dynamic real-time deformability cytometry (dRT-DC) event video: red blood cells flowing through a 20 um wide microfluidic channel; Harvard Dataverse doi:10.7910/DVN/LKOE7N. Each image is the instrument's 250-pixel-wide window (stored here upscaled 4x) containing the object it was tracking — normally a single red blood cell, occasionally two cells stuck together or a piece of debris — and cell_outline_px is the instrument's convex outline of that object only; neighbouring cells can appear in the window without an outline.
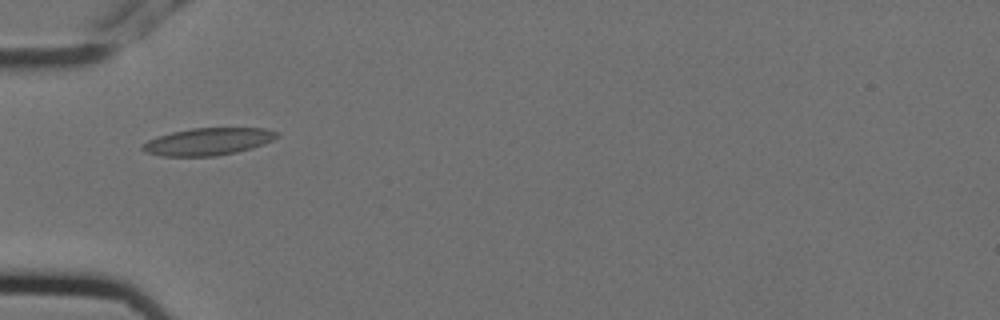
{"species": "Egyptian fruit bat (a non-hibernating species)", "species_latin": "Rousettus aegyptiacus", "temperature_condition": "cold", "stored_images_in_passage": 10, "camera_frame_rate_fps": 3000, "um_per_image_px": 0.085, "animal": {"sex": "female"}, "frame": {"image": 1, "passage_image": 5, "time_ms": 1.333, "image_size_px": [1000, 320], "cell_outline_px": [[280, 136], [264, 144], [252, 148], [236, 152], [216, 156], [160, 156], [144, 152], [140, 148], [148, 140], [156, 136], [172, 132], [192, 128], [264, 128], [280, 132]], "centroid_in_image_um": [17.69, 12.03], "position_along_channel_um": 67.3, "area_um2": 21.5}}
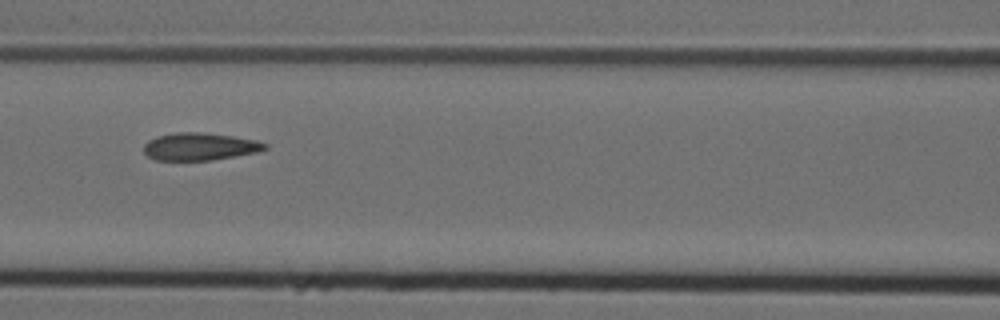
{"frame": {"image": 2, "passage_image": 7, "time_ms": 2.0, "image_size_px": [1000, 320], "cell_outline_px": [[268, 148], [256, 152], [212, 160], [156, 160], [148, 156], [144, 152], [144, 144], [148, 140], [156, 136], [176, 132], [204, 132], [232, 136], [256, 140], [268, 144]], "centroid_in_image_um": [16.96, 12.45], "position_along_channel_um": 149.6, "area_um2": 19.42}}
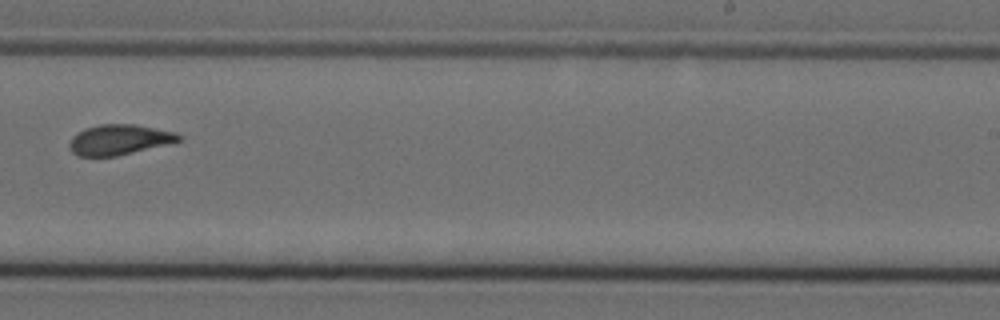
{"frame": {"image": 3, "passage_image": 10, "time_ms": 3.0, "image_size_px": [1000, 320], "cell_outline_px": [[180, 140], [116, 156], [76, 156], [72, 152], [68, 144], [72, 136], [76, 132], [84, 128], [100, 124], [136, 124], [176, 132], [180, 136]], "centroid_in_image_um": [10.05, 11.86], "position_along_channel_um": 278.9, "area_um2": 19.13}}